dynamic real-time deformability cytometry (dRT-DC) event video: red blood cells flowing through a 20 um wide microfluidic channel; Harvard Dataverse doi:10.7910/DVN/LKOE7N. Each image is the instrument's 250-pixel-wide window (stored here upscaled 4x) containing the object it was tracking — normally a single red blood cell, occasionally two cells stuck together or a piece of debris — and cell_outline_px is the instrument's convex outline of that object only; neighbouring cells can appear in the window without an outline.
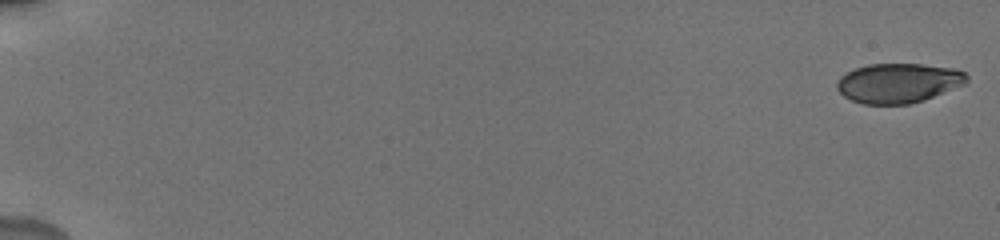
{"species": "human", "species_latin": "Homo sapiens", "temperature_condition": "cold", "stored_images_in_passage": 29, "camera_frame_rate_fps": 3000, "um_per_image_px": 0.085, "donor": {"sex": "male"}, "frame": {"image": 1, "passage_image": 1, "time_ms": 0.0, "image_size_px": [1000, 240], "cell_outline_px": [[968, 80], [964, 84], [924, 100], [908, 104], [864, 104], [852, 100], [844, 96], [836, 88], [836, 84], [840, 76], [856, 68], [868, 64], [920, 64], [956, 68], [964, 72], [968, 76]], "centroid_in_image_um": [76.36, 7.05], "position_along_channel_um": 8.6, "area_um2": 29.88}}
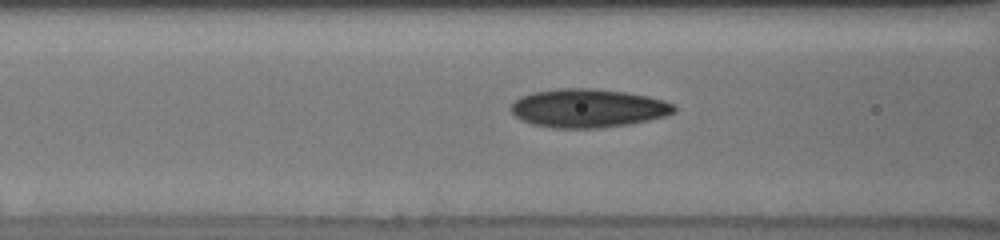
{"frame": {"image": 2, "passage_image": 23, "time_ms": 8.0, "image_size_px": [1000, 240], "cell_outline_px": [[676, 112], [664, 116], [648, 120], [628, 124], [600, 128], [552, 128], [532, 124], [520, 120], [508, 108], [520, 96], [532, 92], [556, 88], [592, 88], [624, 92], [648, 96], [664, 100], [672, 104], [676, 108]], "centroid_in_image_um": [49.94, 9.19], "position_along_channel_um": 116.7, "area_um2": 36.82}}
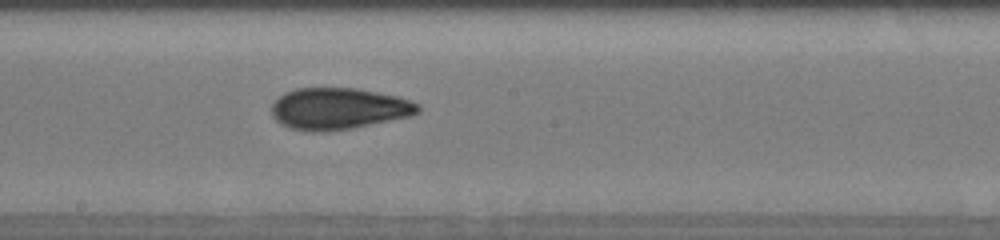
{"frame": {"image": 3, "passage_image": 29, "time_ms": 10.667, "image_size_px": [1000, 240], "cell_outline_px": [[420, 112], [412, 116], [352, 128], [324, 132], [312, 132], [288, 128], [276, 120], [272, 116], [272, 104], [284, 92], [296, 88], [356, 88], [396, 96], [420, 104]], "centroid_in_image_um": [28.77, 9.24], "position_along_channel_um": 219.4, "area_um2": 35.55}}